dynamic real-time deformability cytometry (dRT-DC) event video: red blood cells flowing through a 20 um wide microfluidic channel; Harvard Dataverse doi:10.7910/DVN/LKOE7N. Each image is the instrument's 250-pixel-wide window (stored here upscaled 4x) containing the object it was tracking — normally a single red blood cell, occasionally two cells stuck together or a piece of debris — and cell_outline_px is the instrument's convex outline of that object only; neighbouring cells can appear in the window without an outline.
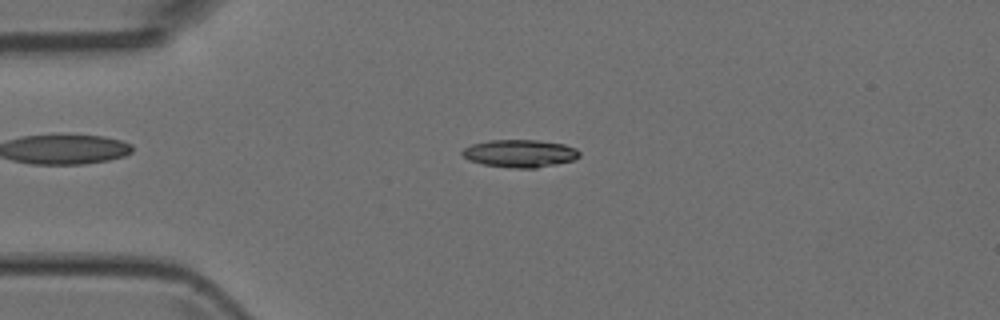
{"species": "Egyptian fruit bat (a non-hibernating species)", "species_latin": "Rousettus aegyptiacus", "temperature_condition": "room temperature", "stored_images_in_passage": 41, "camera_frame_rate_fps": 3000, "um_per_image_px": 0.085, "animal": {"sex": "female"}, "frame": {"image": 1, "passage_image": 3, "time_ms": 0.667, "image_size_px": [1000, 320], "cell_outline_px": [[580, 156], [572, 160], [556, 164], [536, 168], [512, 168], [484, 164], [468, 160], [460, 152], [464, 148], [472, 144], [488, 140], [536, 140], [564, 144], [576, 148], [580, 152]], "centroid_in_image_um": [44.18, 13.04], "position_along_channel_um": 40.8, "area_um2": 18.84}}
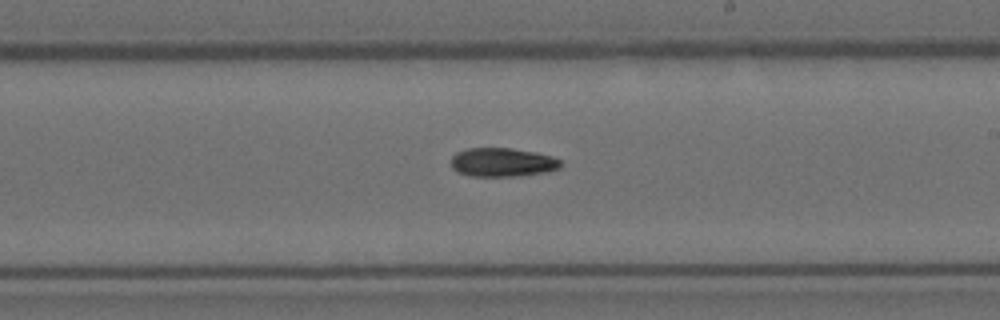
{"frame": {"image": 2, "passage_image": 20, "time_ms": 6.333, "image_size_px": [1000, 320], "cell_outline_px": [[560, 168], [548, 172], [520, 176], [472, 176], [456, 172], [452, 168], [452, 156], [456, 152], [468, 148], [508, 148], [536, 152], [552, 156], [560, 160]], "centroid_in_image_um": [42.7, 13.8], "position_along_channel_um": 246.3, "area_um2": 18.5}}
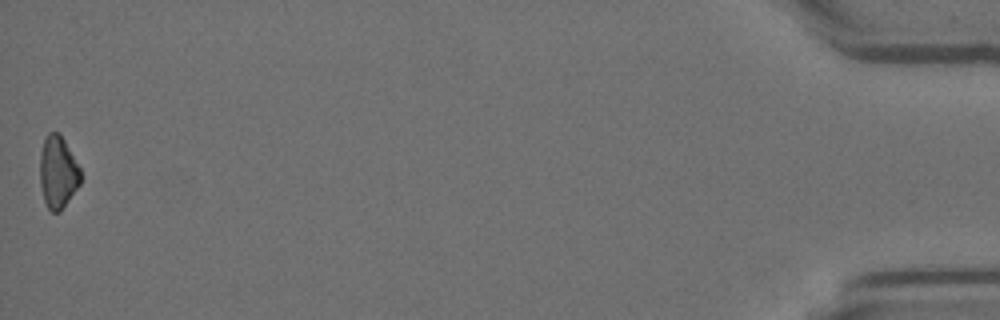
{"frame": {"image": 3, "passage_image": 41, "time_ms": 13.333, "image_size_px": [1000, 320], "cell_outline_px": [[80, 184], [60, 212], [52, 212], [48, 208], [44, 200], [40, 184], [40, 152], [44, 140], [48, 132], [60, 132], [80, 168]], "centroid_in_image_um": [4.91, 14.62], "position_along_channel_um": 430.3, "area_um2": 17.11}}